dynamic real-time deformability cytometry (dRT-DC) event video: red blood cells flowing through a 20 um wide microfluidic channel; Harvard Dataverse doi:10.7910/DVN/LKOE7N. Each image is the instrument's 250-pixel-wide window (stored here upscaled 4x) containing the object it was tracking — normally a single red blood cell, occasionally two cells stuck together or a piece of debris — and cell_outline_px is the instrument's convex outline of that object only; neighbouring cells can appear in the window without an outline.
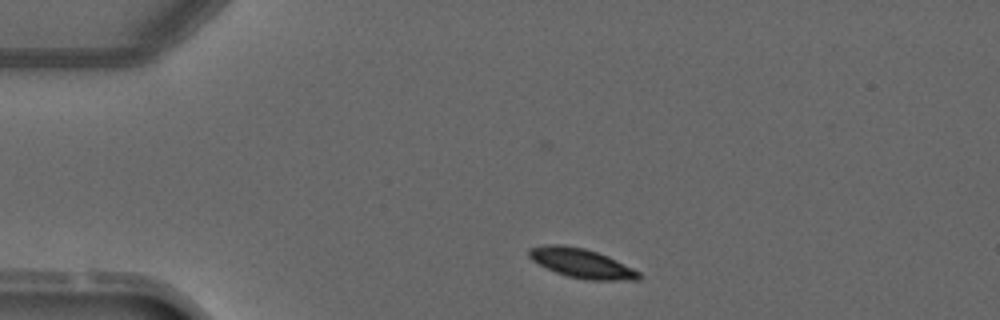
{"species": "common noctule bat (a hibernating species)", "species_latin": "Nyctalus noctula", "temperature_condition": "warm", "stored_images_in_passage": 3, "camera_frame_rate_fps": 3000, "um_per_image_px": 0.085, "animal": {"sex": "male", "forearm_length_mm": 52.5}, "frame": {"image": 1, "passage_image": 1, "time_ms": 0.0, "image_size_px": [1000, 320], "cell_outline_px": [[644, 276], [640, 280], [588, 280], [568, 276], [556, 272], [532, 260], [528, 256], [528, 248], [544, 244], [560, 244], [584, 248], [608, 256], [640, 272]], "centroid_in_image_um": [49.45, 22.37], "position_along_channel_um": 35.6, "area_um2": 18.79}}
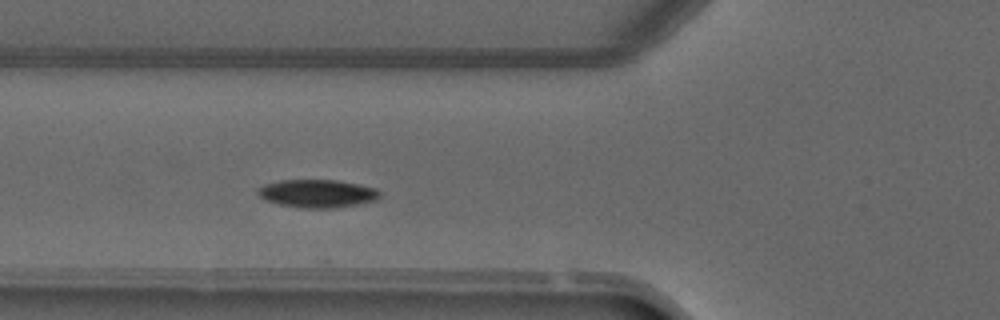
{"frame": {"image": 2, "passage_image": 3, "time_ms": 2.333, "image_size_px": [1000, 320], "cell_outline_px": [[380, 196], [376, 200], [356, 204], [332, 208], [300, 208], [280, 204], [264, 200], [256, 192], [256, 188], [264, 184], [280, 180], [336, 180], [376, 188], [380, 192]], "centroid_in_image_um": [26.92, 16.44], "position_along_channel_um": 98.9, "area_um2": 19.88}}